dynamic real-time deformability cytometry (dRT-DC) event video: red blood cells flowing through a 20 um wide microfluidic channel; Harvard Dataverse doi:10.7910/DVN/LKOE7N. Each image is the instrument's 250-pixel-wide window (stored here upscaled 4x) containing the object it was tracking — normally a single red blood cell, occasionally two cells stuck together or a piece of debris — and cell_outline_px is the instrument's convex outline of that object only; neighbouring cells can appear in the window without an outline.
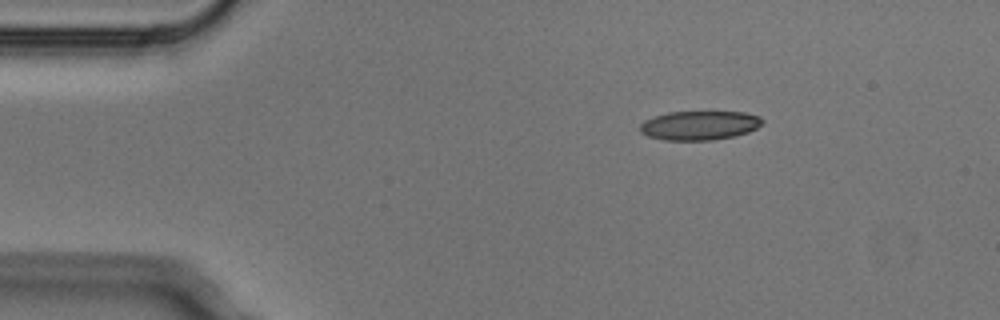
{"species": "Egyptian fruit bat (a non-hibernating species)", "species_latin": "Rousettus aegyptiacus", "temperature_condition": "cold", "stored_images_in_passage": 3, "camera_frame_rate_fps": 3000, "um_per_image_px": 0.085, "animal": {"sex": "male"}, "frame": {"image": 1, "passage_image": 1, "time_ms": 0.0, "image_size_px": [1000, 320], "cell_outline_px": [[764, 120], [756, 128], [748, 132], [736, 136], [712, 140], [664, 140], [648, 136], [640, 132], [640, 124], [644, 120], [652, 116], [668, 112], [744, 112], [760, 116]], "centroid_in_image_um": [59.44, 10.66], "position_along_channel_um": 25.6, "area_um2": 20.87}}